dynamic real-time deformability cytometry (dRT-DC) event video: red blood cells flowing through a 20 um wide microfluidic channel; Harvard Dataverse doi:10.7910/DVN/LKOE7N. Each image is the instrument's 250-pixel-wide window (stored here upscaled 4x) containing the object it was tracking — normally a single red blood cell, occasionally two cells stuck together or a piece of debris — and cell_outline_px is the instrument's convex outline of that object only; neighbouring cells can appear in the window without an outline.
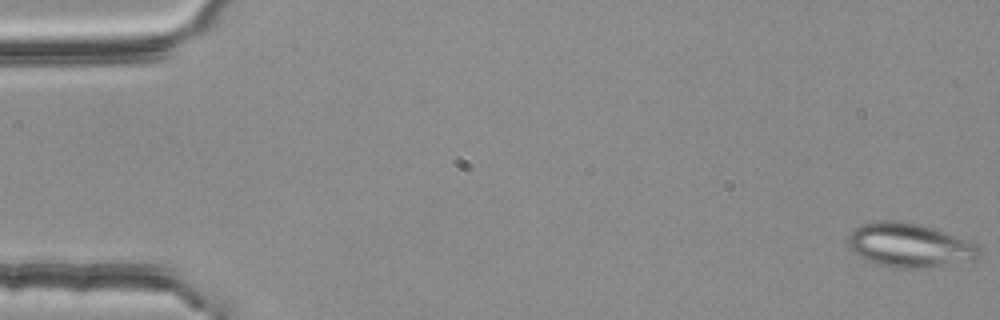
{"species": "common noctule bat (a hibernating species)", "species_latin": "Nyctalus noctula", "temperature_condition": "room temperature", "stored_images_in_passage": 55, "camera_frame_rate_fps": 3000, "um_per_image_px": 0.085, "animal": {"sex": "female", "body_mass_g": 25.1}, "frame": {"image": 1, "passage_image": 1, "time_ms": 0.0, "image_size_px": [1000, 320], "cell_outline_px": [[980, 256], [976, 260], [936, 268], [892, 268], [868, 260], [860, 256], [848, 248], [848, 236], [860, 224], [876, 220], [896, 220], [920, 224], [972, 240], [980, 244]], "centroid_in_image_um": [77.39, 20.85], "position_along_channel_um": 7.6, "area_um2": 34.45}}
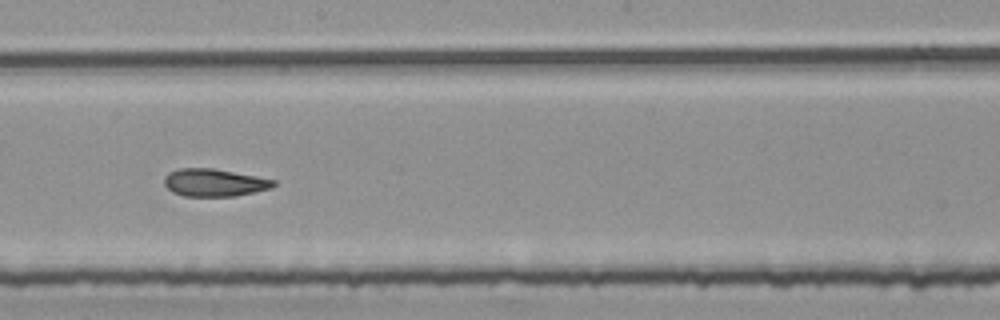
{"frame": {"image": 2, "passage_image": 31, "time_ms": 10.0, "image_size_px": [1000, 320], "cell_outline_px": [[276, 184], [272, 188], [236, 196], [184, 196], [172, 192], [164, 184], [164, 176], [168, 172], [180, 168], [212, 168], [256, 176], [276, 180]], "centroid_in_image_um": [18.21, 15.52], "position_along_channel_um": 230.0, "area_um2": 17.63}}
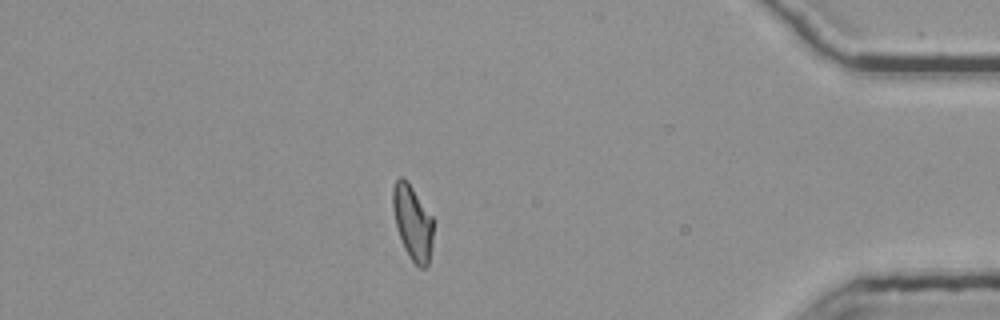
{"frame": {"image": 3, "passage_image": 48, "time_ms": 15.667, "image_size_px": [1000, 320], "cell_outline_px": [[432, 244], [428, 264], [424, 268], [420, 268], [412, 260], [404, 248], [396, 228], [392, 208], [392, 188], [396, 180], [400, 176], [404, 176], [408, 180], [432, 216]], "centroid_in_image_um": [35.04, 18.86], "position_along_channel_um": 400.2, "area_um2": 17.74}, "authors_computed_cell_mechanics": {"area_um2": 18.4382, "velocity_mm_per_s": 3.7527, "shape_relaxation_time_tau1_ms": null, "shape_relaxation_time_tau2_ms": 2.7714, "deformation_change_tau1": null, "deformation_change_tau2": 0.0993}}